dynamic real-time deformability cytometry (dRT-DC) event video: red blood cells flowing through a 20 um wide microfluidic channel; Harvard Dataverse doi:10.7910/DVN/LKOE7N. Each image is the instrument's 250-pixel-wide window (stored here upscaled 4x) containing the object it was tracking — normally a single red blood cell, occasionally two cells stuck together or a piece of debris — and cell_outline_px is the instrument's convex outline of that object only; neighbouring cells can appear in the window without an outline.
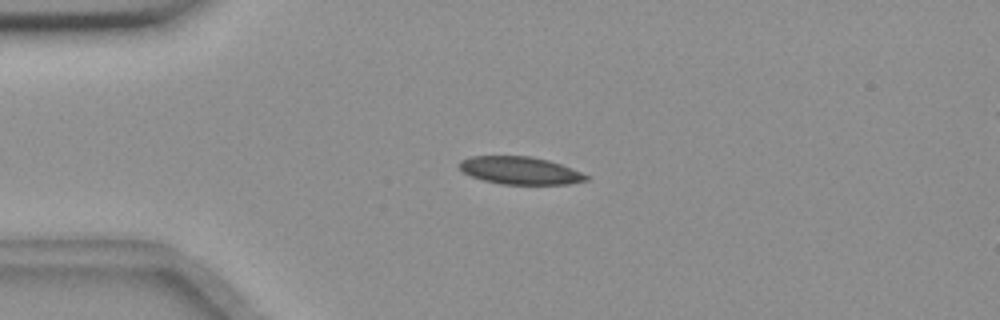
{"species": "common noctule bat (a hibernating species)", "species_latin": "Nyctalus noctula", "temperature_condition": "room temperature", "stored_images_in_passage": 55, "camera_frame_rate_fps": 3000, "um_per_image_px": 0.085, "animal": {"sex": "female", "body_mass_g": 18.4}, "frame": {"image": 1, "passage_image": 13, "time_ms": 4.0, "image_size_px": [1000, 320], "cell_outline_px": [[588, 180], [568, 184], [500, 184], [484, 180], [472, 176], [464, 172], [456, 164], [460, 160], [472, 156], [532, 156], [548, 160], [572, 168], [588, 176]], "centroid_in_image_um": [44.18, 14.49], "position_along_channel_um": 40.8, "area_um2": 20.35}}
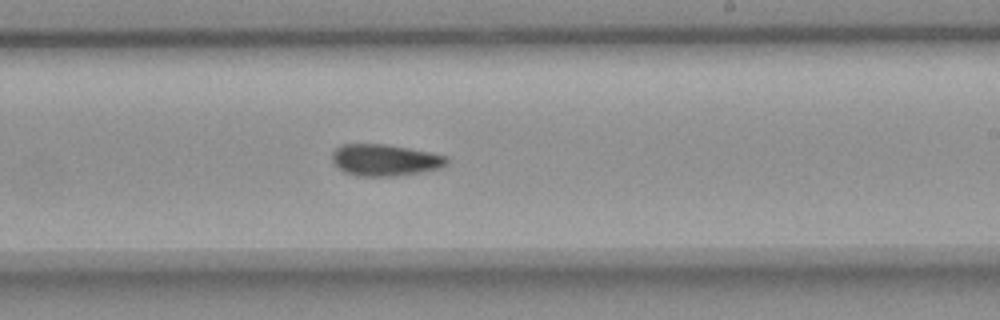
{"frame": {"image": 2, "passage_image": 33, "time_ms": 10.667, "image_size_px": [1000, 320], "cell_outline_px": [[448, 164], [440, 168], [420, 172], [392, 176], [356, 176], [344, 172], [332, 160], [332, 152], [340, 144], [388, 144], [432, 152], [448, 156]], "centroid_in_image_um": [32.74, 13.59], "position_along_channel_um": 256.3, "area_um2": 21.27}}
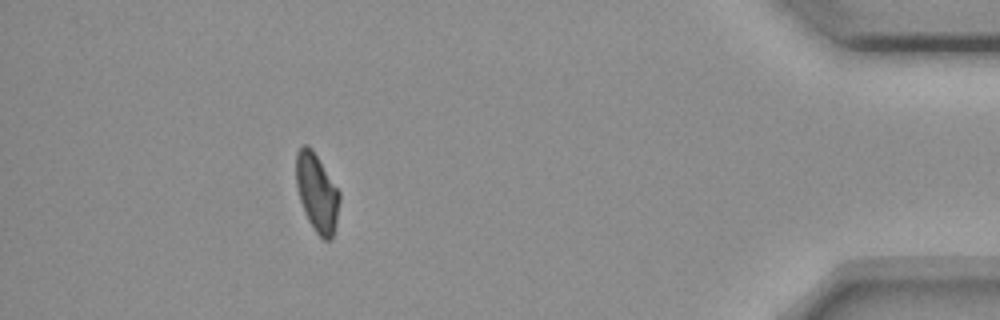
{"frame": {"image": 3, "passage_image": 50, "time_ms": 16.333, "image_size_px": [1000, 320], "cell_outline_px": [[340, 200], [336, 224], [332, 240], [324, 240], [316, 232], [308, 220], [304, 212], [296, 188], [296, 152], [304, 144], [308, 144], [312, 148], [340, 192]], "centroid_in_image_um": [26.94, 16.37], "position_along_channel_um": 408.3, "area_um2": 19.88}}